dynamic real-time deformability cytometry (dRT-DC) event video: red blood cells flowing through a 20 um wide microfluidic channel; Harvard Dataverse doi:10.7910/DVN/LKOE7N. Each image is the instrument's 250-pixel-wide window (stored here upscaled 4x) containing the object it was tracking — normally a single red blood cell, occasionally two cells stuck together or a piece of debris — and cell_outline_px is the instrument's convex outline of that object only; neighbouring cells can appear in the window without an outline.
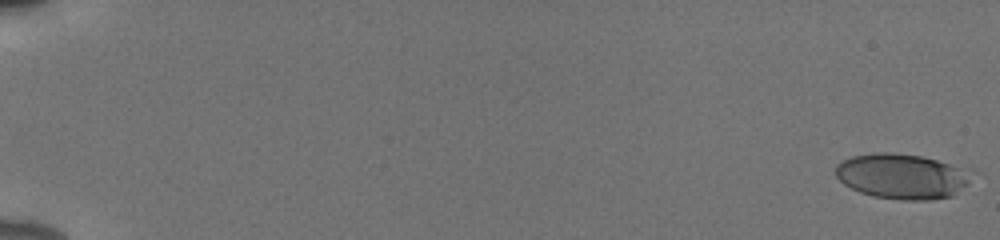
{"species": "human", "species_latin": "Homo sapiens", "temperature_condition": "cold", "stored_images_in_passage": 55, "camera_frame_rate_fps": 3000, "um_per_image_px": 0.085, "donor": {"sex": "male"}, "frame": {"image": 1, "passage_image": 1, "time_ms": 0.0, "image_size_px": [1000, 240], "cell_outline_px": [[980, 172], [968, 184], [952, 196], [932, 200], [900, 200], [872, 196], [860, 192], [844, 184], [836, 176], [836, 164], [852, 156], [876, 152], [892, 152], [920, 156], [972, 168]], "centroid_in_image_um": [76.79, 14.98], "position_along_channel_um": 8.2, "area_um2": 36.65}}
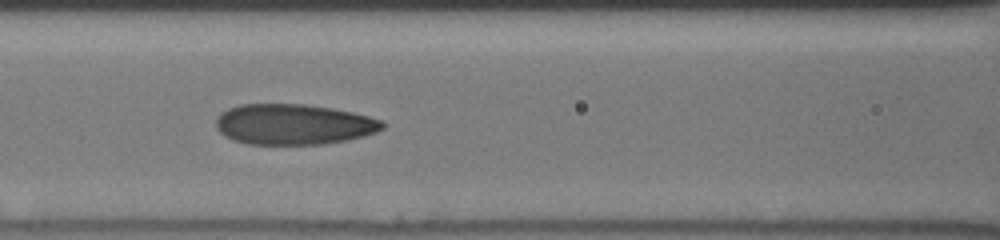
{"frame": {"image": 2, "passage_image": 27, "time_ms": 8.667, "image_size_px": [1000, 240], "cell_outline_px": [[384, 128], [376, 132], [364, 136], [348, 140], [324, 144], [248, 144], [232, 140], [224, 136], [216, 128], [216, 120], [220, 112], [228, 108], [240, 104], [304, 104], [332, 108], [352, 112], [368, 116], [380, 120], [384, 124]], "centroid_in_image_um": [24.93, 10.57], "position_along_channel_um": 141.7, "area_um2": 39.54}}
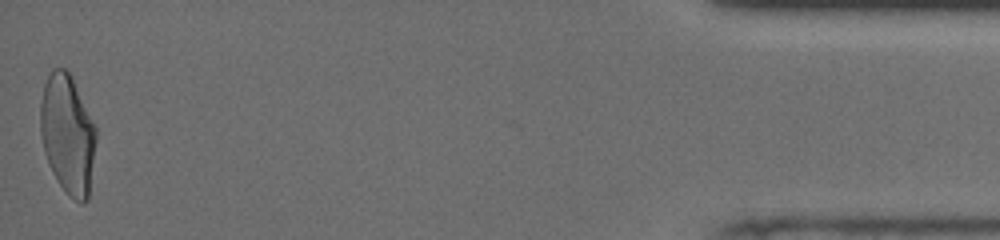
{"frame": {"image": 3, "passage_image": 55, "time_ms": 18.0, "image_size_px": [1000, 240], "cell_outline_px": [[96, 140], [88, 200], [84, 204], [80, 204], [68, 196], [52, 172], [44, 152], [40, 132], [40, 104], [44, 84], [52, 68], [64, 68], [72, 76], [96, 128]], "centroid_in_image_um": [5.74, 11.42], "position_along_channel_um": 429.5, "area_um2": 38.78}, "authors_computed_cell_mechanics": {"area_um2": 38.0902, "velocity_mm_per_s": 3.8982, "shape_relaxation_time_tau1_ms": 5.7209, "shape_relaxation_time_tau2_ms": 1.133, "deformation_change_tau1": 0.1893, "deformation_change_tau2": 0.0797}}